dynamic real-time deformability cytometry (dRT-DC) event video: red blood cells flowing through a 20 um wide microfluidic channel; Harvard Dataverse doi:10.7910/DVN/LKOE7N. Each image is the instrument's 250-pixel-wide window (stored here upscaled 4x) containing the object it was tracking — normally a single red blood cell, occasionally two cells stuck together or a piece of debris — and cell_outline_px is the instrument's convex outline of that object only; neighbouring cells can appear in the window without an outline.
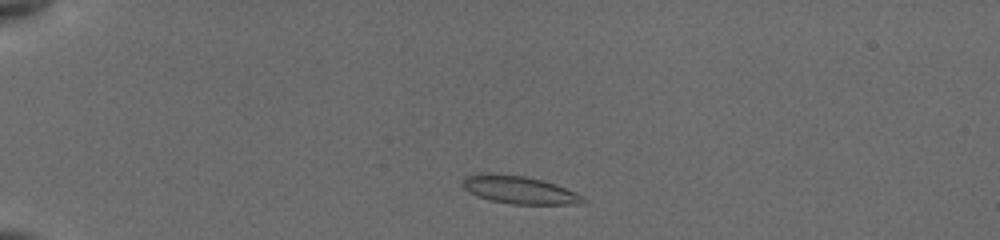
{"species": "common noctule bat (a hibernating species)", "species_latin": "Nyctalus noctula", "temperature_condition": "cold", "stored_images_in_passage": 7, "camera_frame_rate_fps": 3000, "um_per_image_px": 0.085, "animal": {"sex": "female", "body_mass_g": 19.5, "forearm_length_mm": 54.1}, "frame": {"image": 1, "passage_image": 1, "time_ms": 0.0, "image_size_px": [1000, 240], "cell_outline_px": [[588, 200], [568, 204], [512, 204], [488, 200], [476, 196], [468, 192], [460, 184], [468, 176], [524, 176], [544, 180], [556, 184], [576, 192], [584, 196]], "centroid_in_image_um": [44.2, 16.19], "position_along_channel_um": 40.8, "area_um2": 18.79}}
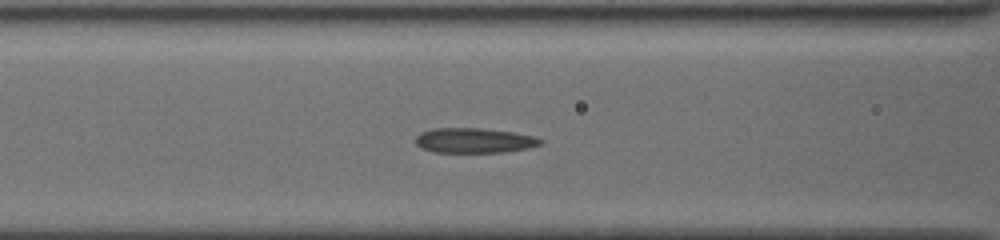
{"frame": {"image": 2, "passage_image": 5, "time_ms": 3.667, "image_size_px": [1000, 240], "cell_outline_px": [[544, 144], [528, 148], [504, 152], [432, 152], [420, 148], [416, 144], [416, 136], [420, 132], [432, 128], [484, 128], [512, 132], [536, 136], [544, 140]], "centroid_in_image_um": [40.32, 11.94], "position_along_channel_um": 126.3, "area_um2": 18.44}}
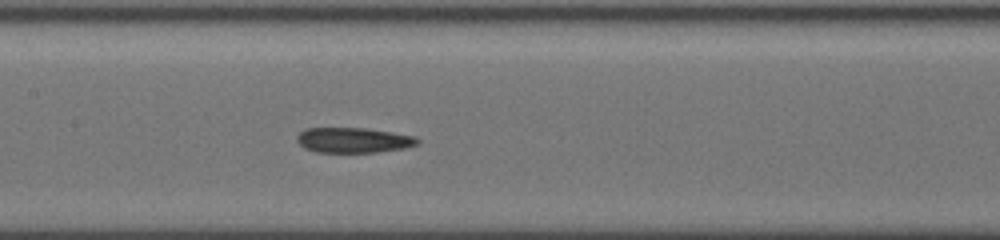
{"frame": {"image": 3, "passage_image": 7, "time_ms": 5.0, "image_size_px": [1000, 240], "cell_outline_px": [[420, 144], [404, 148], [376, 152], [316, 152], [304, 148], [296, 140], [296, 136], [304, 128], [364, 128], [392, 132], [416, 136], [420, 140]], "centroid_in_image_um": [30.05, 11.91], "position_along_channel_um": 177.4, "area_um2": 17.8}}